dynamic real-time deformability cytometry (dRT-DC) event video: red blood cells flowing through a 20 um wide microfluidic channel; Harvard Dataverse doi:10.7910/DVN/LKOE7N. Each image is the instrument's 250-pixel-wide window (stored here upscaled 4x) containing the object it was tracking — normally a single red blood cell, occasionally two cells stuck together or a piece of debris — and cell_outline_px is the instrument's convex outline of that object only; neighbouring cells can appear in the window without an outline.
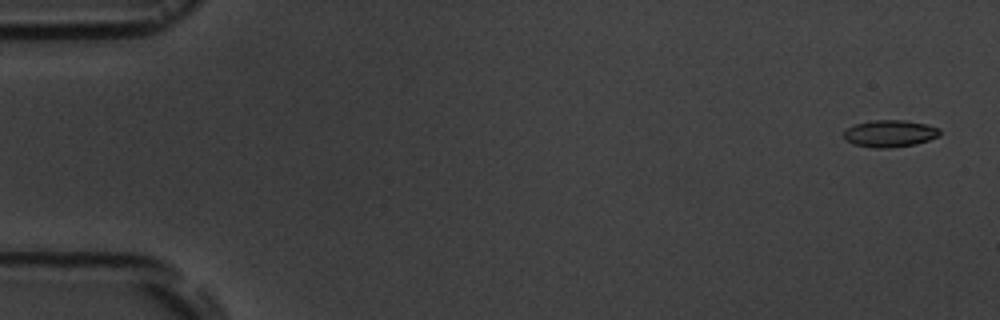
{"species": "common noctule bat (a hibernating species)", "species_latin": "Nyctalus noctula", "temperature_condition": "room temperature", "stored_images_in_passage": 5, "camera_frame_rate_fps": 3000, "um_per_image_px": 0.085, "animal": {"sex": "male", "body_mass_g": 19.5, "forearm_length_mm": 54.6}, "frame": {"image": 1, "passage_image": 1, "time_ms": 0.0, "image_size_px": [1000, 320], "cell_outline_px": [[940, 136], [916, 144], [888, 148], [872, 148], [852, 144], [844, 140], [844, 132], [852, 124], [872, 120], [904, 120], [928, 124], [940, 128]], "centroid_in_image_um": [75.63, 11.35], "position_along_channel_um": 9.4, "area_um2": 15.37}}
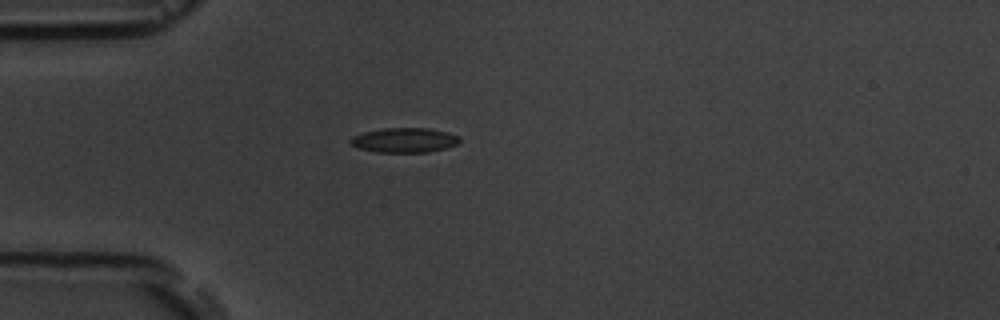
{"frame": {"image": 2, "passage_image": 5, "time_ms": 4.667, "image_size_px": [1000, 320], "cell_outline_px": [[460, 144], [448, 148], [428, 152], [376, 152], [356, 148], [348, 144], [348, 140], [352, 136], [364, 132], [384, 128], [428, 128], [448, 132], [460, 136]], "centroid_in_image_um": [34.37, 11.92], "position_along_channel_um": 50.6, "area_um2": 16.07}}